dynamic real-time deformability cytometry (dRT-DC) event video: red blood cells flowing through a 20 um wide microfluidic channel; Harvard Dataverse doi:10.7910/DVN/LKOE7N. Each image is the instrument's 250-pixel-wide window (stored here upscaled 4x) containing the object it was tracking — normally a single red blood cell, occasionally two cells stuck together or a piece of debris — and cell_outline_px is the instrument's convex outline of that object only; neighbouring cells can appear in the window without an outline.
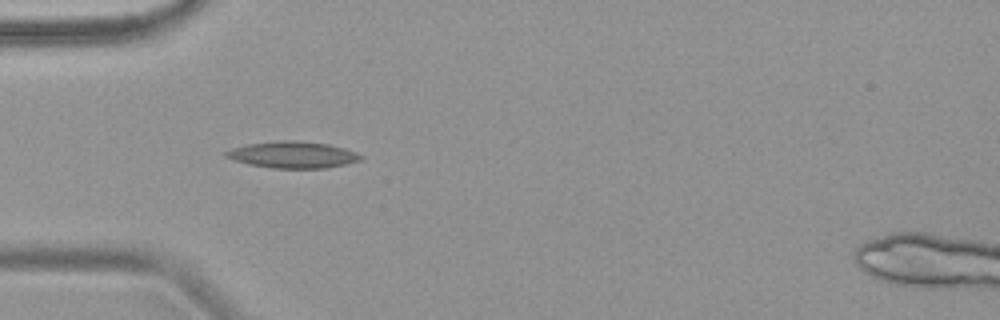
{"species": "common noctule bat (a hibernating species)", "species_latin": "Nyctalus noctula", "temperature_condition": "warm", "stored_images_in_passage": 3, "camera_frame_rate_fps": 3000, "um_per_image_px": 0.085, "animal": {"sex": "female", "body_mass_g": 18.4}, "frame": {"image": 1, "passage_image": 3, "time_ms": 2.667, "image_size_px": [1000, 320], "cell_outline_px": [[364, 156], [360, 160], [344, 164], [324, 168], [272, 168], [248, 164], [224, 156], [224, 152], [232, 148], [248, 144], [280, 140], [292, 140], [328, 144], [344, 148], [356, 152]], "centroid_in_image_um": [24.88, 13.15], "position_along_channel_um": 60.1, "area_um2": 20.69}}